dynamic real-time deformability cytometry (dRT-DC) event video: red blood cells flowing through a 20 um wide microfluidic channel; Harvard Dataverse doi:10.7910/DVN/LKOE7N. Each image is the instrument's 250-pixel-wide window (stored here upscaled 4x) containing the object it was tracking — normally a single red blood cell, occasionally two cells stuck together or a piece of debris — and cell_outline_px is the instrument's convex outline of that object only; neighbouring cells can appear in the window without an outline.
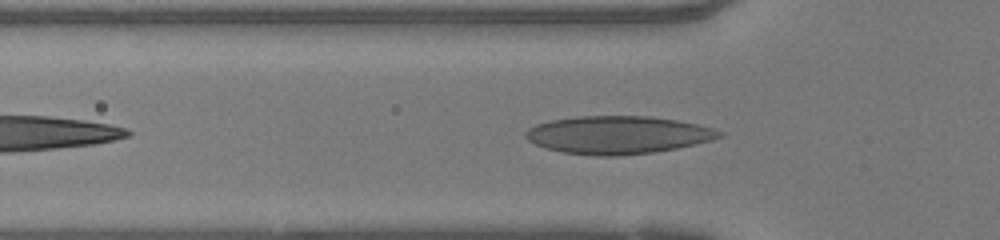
{"species": "human", "species_latin": "Homo sapiens", "temperature_condition": "warm", "stored_images_in_passage": 33, "camera_frame_rate_fps": 3000, "um_per_image_px": 0.085, "donor": {"sex": "female"}, "frame": {"image": 1, "passage_image": 6, "time_ms": 1.667, "image_size_px": [1000, 240], "cell_outline_px": [[724, 132], [720, 136], [712, 140], [696, 144], [656, 152], [616, 156], [596, 156], [560, 152], [544, 148], [528, 140], [524, 136], [524, 132], [528, 128], [536, 124], [552, 120], [576, 116], [652, 116], [676, 120], [696, 124], [712, 128]], "centroid_in_image_um": [52.48, 11.47], "position_along_channel_um": 73.3, "area_um2": 42.89}}
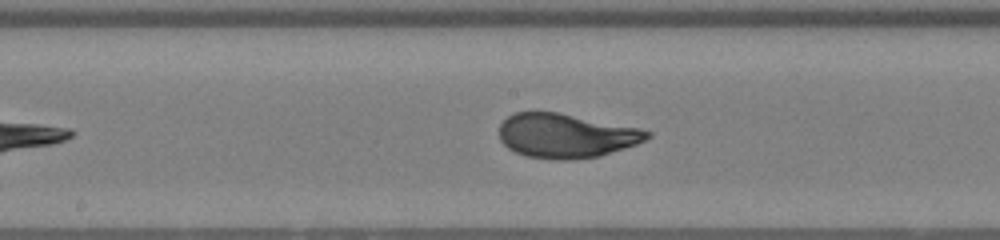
{"frame": {"image": 2, "passage_image": 15, "time_ms": 4.667, "image_size_px": [1000, 240], "cell_outline_px": [[652, 136], [636, 144], [600, 156], [572, 160], [556, 160], [524, 156], [508, 148], [500, 140], [500, 124], [508, 116], [516, 112], [556, 112], [640, 128], [652, 132]], "centroid_in_image_um": [48.1, 11.55], "position_along_channel_um": 200.1, "area_um2": 38.09}}
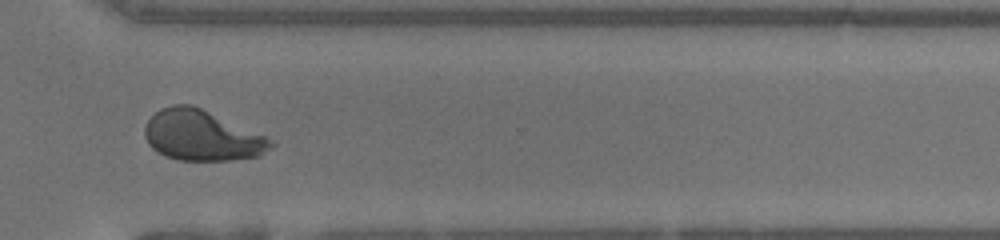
{"frame": {"image": 3, "passage_image": 26, "time_ms": 8.333, "image_size_px": [1000, 240], "cell_outline_px": [[276, 144], [256, 156], [232, 160], [180, 160], [164, 156], [156, 152], [148, 144], [144, 136], [144, 128], [148, 120], [160, 108], [172, 104], [192, 104], [276, 140]], "centroid_in_image_um": [17.14, 11.51], "position_along_channel_um": 353.5, "area_um2": 37.22}, "authors_computed_cell_mechanics": {"area_um2": 37.9746, "velocity_mm_per_s": 4.1871, "shape_relaxation_time_tau1_ms": 5.2356, "shape_relaxation_time_tau2_ms": null, "deformation_change_tau1": 0.2519, "deformation_change_tau2": null}}